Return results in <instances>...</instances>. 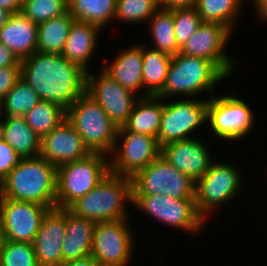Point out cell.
<instances>
[{"label":"cell","mask_w":267,"mask_h":266,"mask_svg":"<svg viewBox=\"0 0 267 266\" xmlns=\"http://www.w3.org/2000/svg\"><path fill=\"white\" fill-rule=\"evenodd\" d=\"M86 74L62 54L36 51L21 61V78L41 100L58 103L65 110L85 93Z\"/></svg>","instance_id":"6da1fadb"},{"label":"cell","mask_w":267,"mask_h":266,"mask_svg":"<svg viewBox=\"0 0 267 266\" xmlns=\"http://www.w3.org/2000/svg\"><path fill=\"white\" fill-rule=\"evenodd\" d=\"M57 167L45 158H21L0 183V198L56 208Z\"/></svg>","instance_id":"7a4b0ae2"},{"label":"cell","mask_w":267,"mask_h":266,"mask_svg":"<svg viewBox=\"0 0 267 266\" xmlns=\"http://www.w3.org/2000/svg\"><path fill=\"white\" fill-rule=\"evenodd\" d=\"M132 203V180L109 172L92 190L80 197L69 209L95 222L127 219L125 201Z\"/></svg>","instance_id":"3957f363"},{"label":"cell","mask_w":267,"mask_h":266,"mask_svg":"<svg viewBox=\"0 0 267 266\" xmlns=\"http://www.w3.org/2000/svg\"><path fill=\"white\" fill-rule=\"evenodd\" d=\"M66 120L81 136L91 153L112 154L118 149V127L89 95L84 93L66 109Z\"/></svg>","instance_id":"277c9868"},{"label":"cell","mask_w":267,"mask_h":266,"mask_svg":"<svg viewBox=\"0 0 267 266\" xmlns=\"http://www.w3.org/2000/svg\"><path fill=\"white\" fill-rule=\"evenodd\" d=\"M228 77L215 63L200 57L181 53L172 56L163 90L157 97L169 95H195L201 91L214 90V85Z\"/></svg>","instance_id":"5b68a950"},{"label":"cell","mask_w":267,"mask_h":266,"mask_svg":"<svg viewBox=\"0 0 267 266\" xmlns=\"http://www.w3.org/2000/svg\"><path fill=\"white\" fill-rule=\"evenodd\" d=\"M103 153L57 167L56 208H69L92 190L110 172L109 160Z\"/></svg>","instance_id":"8992f818"},{"label":"cell","mask_w":267,"mask_h":266,"mask_svg":"<svg viewBox=\"0 0 267 266\" xmlns=\"http://www.w3.org/2000/svg\"><path fill=\"white\" fill-rule=\"evenodd\" d=\"M131 180L132 196L166 195L174 199H195V182L161 154Z\"/></svg>","instance_id":"52a82bcc"},{"label":"cell","mask_w":267,"mask_h":266,"mask_svg":"<svg viewBox=\"0 0 267 266\" xmlns=\"http://www.w3.org/2000/svg\"><path fill=\"white\" fill-rule=\"evenodd\" d=\"M230 164L212 163L209 170L195 182L197 212L205 219L209 210L235 198L240 190L241 177ZM217 206V207H216Z\"/></svg>","instance_id":"ba28073f"},{"label":"cell","mask_w":267,"mask_h":266,"mask_svg":"<svg viewBox=\"0 0 267 266\" xmlns=\"http://www.w3.org/2000/svg\"><path fill=\"white\" fill-rule=\"evenodd\" d=\"M214 134L225 140H237L252 130L254 116L248 104L232 95L208 99L207 121Z\"/></svg>","instance_id":"9c48e42d"},{"label":"cell","mask_w":267,"mask_h":266,"mask_svg":"<svg viewBox=\"0 0 267 266\" xmlns=\"http://www.w3.org/2000/svg\"><path fill=\"white\" fill-rule=\"evenodd\" d=\"M124 138L122 150L116 158L111 156L109 160L110 172L122 177L133 178L138 172L146 168L160 154L161 148L157 138L150 135L130 132L124 126L118 129L117 139Z\"/></svg>","instance_id":"30bf717a"},{"label":"cell","mask_w":267,"mask_h":266,"mask_svg":"<svg viewBox=\"0 0 267 266\" xmlns=\"http://www.w3.org/2000/svg\"><path fill=\"white\" fill-rule=\"evenodd\" d=\"M153 218L189 232L200 230L205 220L196 209L195 199H174L166 195L132 196V203Z\"/></svg>","instance_id":"8fae6325"},{"label":"cell","mask_w":267,"mask_h":266,"mask_svg":"<svg viewBox=\"0 0 267 266\" xmlns=\"http://www.w3.org/2000/svg\"><path fill=\"white\" fill-rule=\"evenodd\" d=\"M50 210L34 202L0 198V226L5 240L33 243L44 216Z\"/></svg>","instance_id":"7c38bea8"},{"label":"cell","mask_w":267,"mask_h":266,"mask_svg":"<svg viewBox=\"0 0 267 266\" xmlns=\"http://www.w3.org/2000/svg\"><path fill=\"white\" fill-rule=\"evenodd\" d=\"M208 100H182L164 104L161 127L157 136L159 147L191 138L192 131L207 121Z\"/></svg>","instance_id":"4fadbf2b"},{"label":"cell","mask_w":267,"mask_h":266,"mask_svg":"<svg viewBox=\"0 0 267 266\" xmlns=\"http://www.w3.org/2000/svg\"><path fill=\"white\" fill-rule=\"evenodd\" d=\"M126 219L97 222L91 256L101 266H126L133 247L132 233Z\"/></svg>","instance_id":"5bb4252c"},{"label":"cell","mask_w":267,"mask_h":266,"mask_svg":"<svg viewBox=\"0 0 267 266\" xmlns=\"http://www.w3.org/2000/svg\"><path fill=\"white\" fill-rule=\"evenodd\" d=\"M89 73L87 71L85 93L100 105L118 128L123 127L138 98L135 100L132 91L124 88L104 70L98 79Z\"/></svg>","instance_id":"9a60e30c"},{"label":"cell","mask_w":267,"mask_h":266,"mask_svg":"<svg viewBox=\"0 0 267 266\" xmlns=\"http://www.w3.org/2000/svg\"><path fill=\"white\" fill-rule=\"evenodd\" d=\"M231 32L222 24L202 22L198 30L180 48L179 53L213 62L228 76L234 65L233 60L223 51Z\"/></svg>","instance_id":"2e32d148"},{"label":"cell","mask_w":267,"mask_h":266,"mask_svg":"<svg viewBox=\"0 0 267 266\" xmlns=\"http://www.w3.org/2000/svg\"><path fill=\"white\" fill-rule=\"evenodd\" d=\"M66 208L50 209L44 216L33 241L39 266H59L63 262Z\"/></svg>","instance_id":"e0dca14e"},{"label":"cell","mask_w":267,"mask_h":266,"mask_svg":"<svg viewBox=\"0 0 267 266\" xmlns=\"http://www.w3.org/2000/svg\"><path fill=\"white\" fill-rule=\"evenodd\" d=\"M90 153L81 136L66 119L41 139L40 156L56 167L83 159Z\"/></svg>","instance_id":"ac0fdd59"},{"label":"cell","mask_w":267,"mask_h":266,"mask_svg":"<svg viewBox=\"0 0 267 266\" xmlns=\"http://www.w3.org/2000/svg\"><path fill=\"white\" fill-rule=\"evenodd\" d=\"M161 155L194 182L200 179L212 164L207 147L197 138H188L166 144L161 147Z\"/></svg>","instance_id":"d6986e66"},{"label":"cell","mask_w":267,"mask_h":266,"mask_svg":"<svg viewBox=\"0 0 267 266\" xmlns=\"http://www.w3.org/2000/svg\"><path fill=\"white\" fill-rule=\"evenodd\" d=\"M37 25L22 12L11 14L0 29V43L22 61L37 51Z\"/></svg>","instance_id":"ffe728a7"},{"label":"cell","mask_w":267,"mask_h":266,"mask_svg":"<svg viewBox=\"0 0 267 266\" xmlns=\"http://www.w3.org/2000/svg\"><path fill=\"white\" fill-rule=\"evenodd\" d=\"M97 222L78 216L66 208L65 237L62 243L63 262L91 255Z\"/></svg>","instance_id":"44dd1931"},{"label":"cell","mask_w":267,"mask_h":266,"mask_svg":"<svg viewBox=\"0 0 267 266\" xmlns=\"http://www.w3.org/2000/svg\"><path fill=\"white\" fill-rule=\"evenodd\" d=\"M100 27L89 22L74 20L62 52L68 61L74 62L88 71L89 58L95 51Z\"/></svg>","instance_id":"7402d4cb"},{"label":"cell","mask_w":267,"mask_h":266,"mask_svg":"<svg viewBox=\"0 0 267 266\" xmlns=\"http://www.w3.org/2000/svg\"><path fill=\"white\" fill-rule=\"evenodd\" d=\"M143 46H132L116 57L103 70L124 88L137 93L143 87Z\"/></svg>","instance_id":"603a6c76"},{"label":"cell","mask_w":267,"mask_h":266,"mask_svg":"<svg viewBox=\"0 0 267 266\" xmlns=\"http://www.w3.org/2000/svg\"><path fill=\"white\" fill-rule=\"evenodd\" d=\"M2 126L3 140L21 158L40 156L41 138L27 125L24 116H6Z\"/></svg>","instance_id":"cb8c5ba5"},{"label":"cell","mask_w":267,"mask_h":266,"mask_svg":"<svg viewBox=\"0 0 267 266\" xmlns=\"http://www.w3.org/2000/svg\"><path fill=\"white\" fill-rule=\"evenodd\" d=\"M161 100L157 96L139 98L138 102H135L132 113L124 127L130 132L157 138L163 112Z\"/></svg>","instance_id":"d4e9b609"},{"label":"cell","mask_w":267,"mask_h":266,"mask_svg":"<svg viewBox=\"0 0 267 266\" xmlns=\"http://www.w3.org/2000/svg\"><path fill=\"white\" fill-rule=\"evenodd\" d=\"M75 19L69 11L37 25V51L62 54Z\"/></svg>","instance_id":"484cf974"},{"label":"cell","mask_w":267,"mask_h":266,"mask_svg":"<svg viewBox=\"0 0 267 266\" xmlns=\"http://www.w3.org/2000/svg\"><path fill=\"white\" fill-rule=\"evenodd\" d=\"M171 60L172 56L159 50L143 48L142 82L143 86H147V93L142 98L157 96L163 90Z\"/></svg>","instance_id":"4316f807"},{"label":"cell","mask_w":267,"mask_h":266,"mask_svg":"<svg viewBox=\"0 0 267 266\" xmlns=\"http://www.w3.org/2000/svg\"><path fill=\"white\" fill-rule=\"evenodd\" d=\"M117 0H69L68 11L82 22L93 23L100 28L115 19Z\"/></svg>","instance_id":"83f0119b"},{"label":"cell","mask_w":267,"mask_h":266,"mask_svg":"<svg viewBox=\"0 0 267 266\" xmlns=\"http://www.w3.org/2000/svg\"><path fill=\"white\" fill-rule=\"evenodd\" d=\"M24 118L27 125L42 139L66 119V110L58 103L40 100Z\"/></svg>","instance_id":"f1b7e54d"},{"label":"cell","mask_w":267,"mask_h":266,"mask_svg":"<svg viewBox=\"0 0 267 266\" xmlns=\"http://www.w3.org/2000/svg\"><path fill=\"white\" fill-rule=\"evenodd\" d=\"M151 33L155 42L156 50L169 56H175L180 48L177 45L174 33L173 10L160 7L149 19Z\"/></svg>","instance_id":"f546056e"},{"label":"cell","mask_w":267,"mask_h":266,"mask_svg":"<svg viewBox=\"0 0 267 266\" xmlns=\"http://www.w3.org/2000/svg\"><path fill=\"white\" fill-rule=\"evenodd\" d=\"M244 0H197L196 8L202 22L219 23L231 31ZM239 12V13H238Z\"/></svg>","instance_id":"4dcf8cb0"},{"label":"cell","mask_w":267,"mask_h":266,"mask_svg":"<svg viewBox=\"0 0 267 266\" xmlns=\"http://www.w3.org/2000/svg\"><path fill=\"white\" fill-rule=\"evenodd\" d=\"M36 92L20 78L3 99L5 116H24L39 101Z\"/></svg>","instance_id":"1f68e13d"},{"label":"cell","mask_w":267,"mask_h":266,"mask_svg":"<svg viewBox=\"0 0 267 266\" xmlns=\"http://www.w3.org/2000/svg\"><path fill=\"white\" fill-rule=\"evenodd\" d=\"M160 7L159 0H117L115 19L139 23L151 18Z\"/></svg>","instance_id":"d6a6232c"},{"label":"cell","mask_w":267,"mask_h":266,"mask_svg":"<svg viewBox=\"0 0 267 266\" xmlns=\"http://www.w3.org/2000/svg\"><path fill=\"white\" fill-rule=\"evenodd\" d=\"M68 11L66 0H23L21 12L36 25Z\"/></svg>","instance_id":"836d02e7"},{"label":"cell","mask_w":267,"mask_h":266,"mask_svg":"<svg viewBox=\"0 0 267 266\" xmlns=\"http://www.w3.org/2000/svg\"><path fill=\"white\" fill-rule=\"evenodd\" d=\"M174 33L181 48L202 24L196 7L173 9Z\"/></svg>","instance_id":"e575fe53"},{"label":"cell","mask_w":267,"mask_h":266,"mask_svg":"<svg viewBox=\"0 0 267 266\" xmlns=\"http://www.w3.org/2000/svg\"><path fill=\"white\" fill-rule=\"evenodd\" d=\"M1 266H39L33 244L5 240Z\"/></svg>","instance_id":"d590c367"},{"label":"cell","mask_w":267,"mask_h":266,"mask_svg":"<svg viewBox=\"0 0 267 266\" xmlns=\"http://www.w3.org/2000/svg\"><path fill=\"white\" fill-rule=\"evenodd\" d=\"M21 157L5 141H0V183L18 164Z\"/></svg>","instance_id":"8d00e7d4"},{"label":"cell","mask_w":267,"mask_h":266,"mask_svg":"<svg viewBox=\"0 0 267 266\" xmlns=\"http://www.w3.org/2000/svg\"><path fill=\"white\" fill-rule=\"evenodd\" d=\"M21 78V66H8L0 68V100L3 101L6 94Z\"/></svg>","instance_id":"74e56055"},{"label":"cell","mask_w":267,"mask_h":266,"mask_svg":"<svg viewBox=\"0 0 267 266\" xmlns=\"http://www.w3.org/2000/svg\"><path fill=\"white\" fill-rule=\"evenodd\" d=\"M8 66H21V61L15 57L9 48L0 43V68Z\"/></svg>","instance_id":"f35d334b"},{"label":"cell","mask_w":267,"mask_h":266,"mask_svg":"<svg viewBox=\"0 0 267 266\" xmlns=\"http://www.w3.org/2000/svg\"><path fill=\"white\" fill-rule=\"evenodd\" d=\"M159 2L162 8L169 10L196 7L197 4V0H159Z\"/></svg>","instance_id":"ab89813d"},{"label":"cell","mask_w":267,"mask_h":266,"mask_svg":"<svg viewBox=\"0 0 267 266\" xmlns=\"http://www.w3.org/2000/svg\"><path fill=\"white\" fill-rule=\"evenodd\" d=\"M23 0H0V9L7 10L11 14L21 12Z\"/></svg>","instance_id":"60d3db41"},{"label":"cell","mask_w":267,"mask_h":266,"mask_svg":"<svg viewBox=\"0 0 267 266\" xmlns=\"http://www.w3.org/2000/svg\"><path fill=\"white\" fill-rule=\"evenodd\" d=\"M97 261L91 256H87L81 259L62 262L59 266H98Z\"/></svg>","instance_id":"b9f144b4"},{"label":"cell","mask_w":267,"mask_h":266,"mask_svg":"<svg viewBox=\"0 0 267 266\" xmlns=\"http://www.w3.org/2000/svg\"><path fill=\"white\" fill-rule=\"evenodd\" d=\"M258 15L267 20V0H254Z\"/></svg>","instance_id":"7bdbcfd3"},{"label":"cell","mask_w":267,"mask_h":266,"mask_svg":"<svg viewBox=\"0 0 267 266\" xmlns=\"http://www.w3.org/2000/svg\"><path fill=\"white\" fill-rule=\"evenodd\" d=\"M11 13L7 10L0 9V29L7 23Z\"/></svg>","instance_id":"ee69618b"},{"label":"cell","mask_w":267,"mask_h":266,"mask_svg":"<svg viewBox=\"0 0 267 266\" xmlns=\"http://www.w3.org/2000/svg\"><path fill=\"white\" fill-rule=\"evenodd\" d=\"M4 235L0 226V266H1V262H2V251H3V247H4Z\"/></svg>","instance_id":"f6af8a7d"},{"label":"cell","mask_w":267,"mask_h":266,"mask_svg":"<svg viewBox=\"0 0 267 266\" xmlns=\"http://www.w3.org/2000/svg\"><path fill=\"white\" fill-rule=\"evenodd\" d=\"M3 140V126L2 121H0V141Z\"/></svg>","instance_id":"bcb514c9"},{"label":"cell","mask_w":267,"mask_h":266,"mask_svg":"<svg viewBox=\"0 0 267 266\" xmlns=\"http://www.w3.org/2000/svg\"><path fill=\"white\" fill-rule=\"evenodd\" d=\"M2 114H4V110H3V101L0 100V116H2Z\"/></svg>","instance_id":"7dc6e473"}]
</instances>
